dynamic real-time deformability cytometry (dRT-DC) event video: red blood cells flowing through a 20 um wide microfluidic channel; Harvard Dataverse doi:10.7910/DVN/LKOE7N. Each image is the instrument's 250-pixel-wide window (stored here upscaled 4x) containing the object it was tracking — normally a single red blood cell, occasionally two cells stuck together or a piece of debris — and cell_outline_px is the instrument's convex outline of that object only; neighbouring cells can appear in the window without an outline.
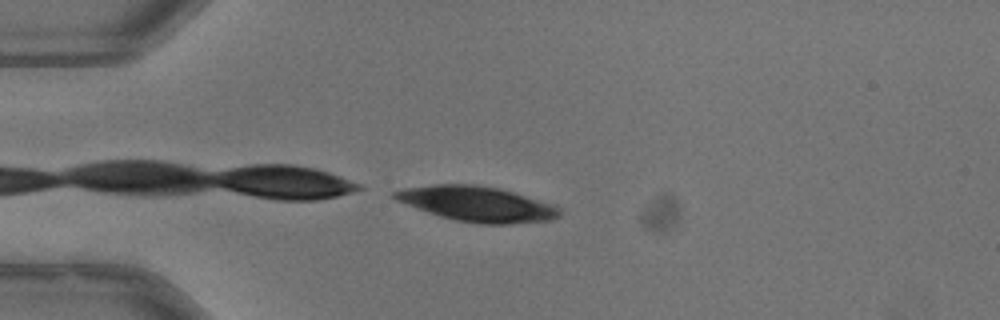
{"species": "common noctule bat (a hibernating species)", "species_latin": "Nyctalus noctula", "temperature_condition": "warm", "stored_images_in_passage": 6, "camera_frame_rate_fps": 3000, "um_per_image_px": 0.085, "animal": {"sex": "male", "body_mass_g": 13.3}, "frame": {"image": 1, "passage_image": 1, "time_ms": 0.0, "image_size_px": [1000, 320], "cell_outline_px": [[560, 216], [552, 220], [508, 224], [476, 224], [456, 220], [440, 216], [428, 212], [408, 204], [392, 196], [392, 192], [404, 188], [432, 184], [476, 184], [500, 188], [556, 204], [560, 208]], "centroid_in_image_um": [40.63, 17.33], "position_along_channel_um": 44.4, "area_um2": 33.87}}